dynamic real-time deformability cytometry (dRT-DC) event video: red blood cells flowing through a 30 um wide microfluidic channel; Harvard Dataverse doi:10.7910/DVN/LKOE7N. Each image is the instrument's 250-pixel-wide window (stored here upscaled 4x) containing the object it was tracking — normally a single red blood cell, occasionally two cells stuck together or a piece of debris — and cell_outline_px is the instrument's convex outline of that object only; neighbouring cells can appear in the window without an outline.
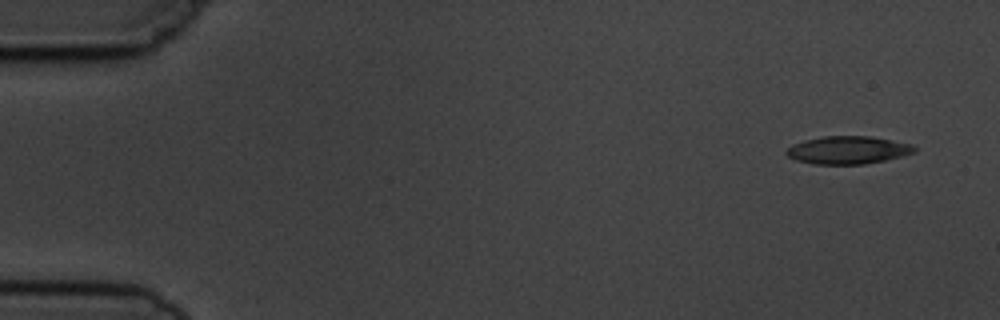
{"species": "common noctule bat (a hibernating species)", "species_latin": "Nyctalus noctula", "temperature_condition": "cold", "stored_images_in_passage": 6, "camera_frame_rate_fps": 3000, "um_per_image_px": 0.085, "animal": {"sex": "male", "body_mass_g": 19.5, "forearm_length_mm": 54.6}, "frame": {"image": 1, "passage_image": 1, "time_ms": 0.0, "image_size_px": [1000, 320], "cell_outline_px": [[916, 152], [884, 160], [864, 164], [812, 164], [796, 160], [788, 156], [784, 152], [792, 144], [804, 140], [824, 136], [868, 136], [912, 144], [916, 148]], "centroid_in_image_um": [72.04, 12.75], "position_along_channel_um": 13.0, "area_um2": 20.63}}
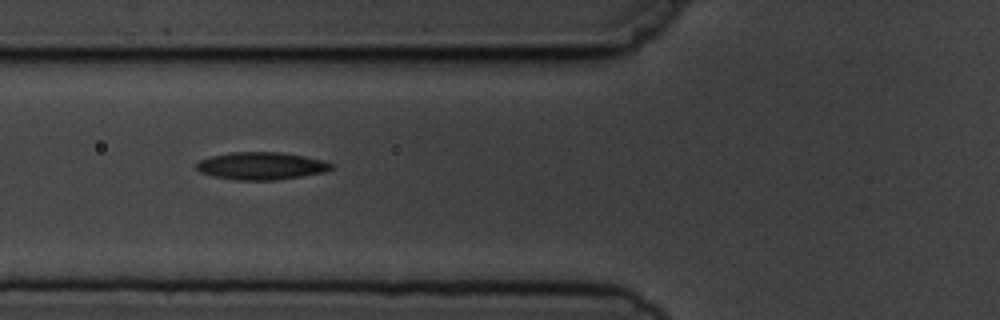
{"frame": {"image": 2, "passage_image": 6, "time_ms": 5.667, "image_size_px": [1000, 320], "cell_outline_px": [[332, 168], [324, 172], [276, 180], [236, 180], [216, 176], [200, 172], [196, 168], [196, 164], [200, 160], [212, 156], [232, 152], [280, 152], [304, 156], [324, 160], [332, 164]], "centroid_in_image_um": [22.21, 14.09], "position_along_channel_um": 103.6, "area_um2": 21.39}}